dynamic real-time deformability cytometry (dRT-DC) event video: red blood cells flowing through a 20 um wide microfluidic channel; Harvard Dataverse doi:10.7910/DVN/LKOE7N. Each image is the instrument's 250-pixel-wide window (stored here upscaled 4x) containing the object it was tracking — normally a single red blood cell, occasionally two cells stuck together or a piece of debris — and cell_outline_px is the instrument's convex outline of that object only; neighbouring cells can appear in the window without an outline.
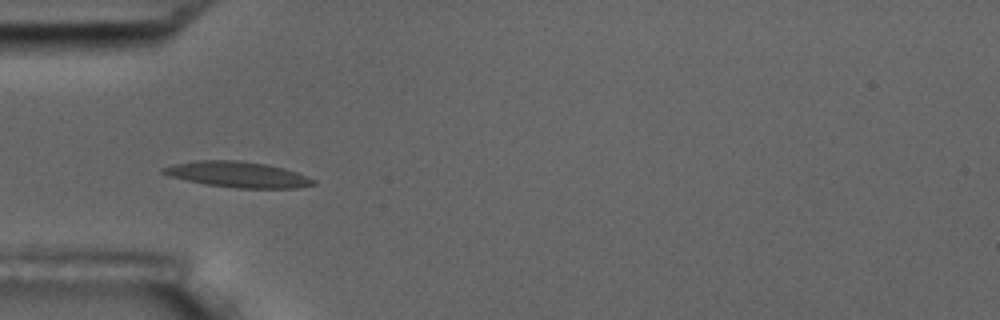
{"species": "common noctule bat (a hibernating species)", "species_latin": "Nyctalus noctula", "temperature_condition": "room temperature", "stored_images_in_passage": 8, "camera_frame_rate_fps": 3000, "um_per_image_px": 0.085, "animal": {"sex": "male", "body_mass_g": 17.5, "forearm_length_mm": 52.3}, "frame": {"image": 1, "passage_image": 4, "time_ms": 4.333, "image_size_px": [1000, 320], "cell_outline_px": [[316, 184], [296, 188], [236, 188], [204, 184], [168, 176], [160, 172], [160, 168], [172, 164], [196, 160], [240, 160], [268, 164], [284, 168], [308, 176], [316, 180]], "centroid_in_image_um": [20.18, 14.82], "position_along_channel_um": 64.8, "area_um2": 22.83}}
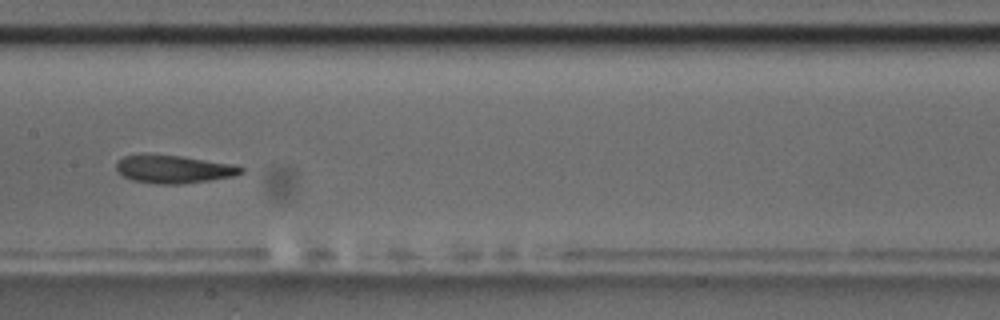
{"frame": {"image": 2, "passage_image": 7, "time_ms": 8.0, "image_size_px": [1000, 320], "cell_outline_px": [[244, 172], [232, 176], [208, 180], [180, 184], [156, 184], [132, 180], [124, 176], [116, 168], [116, 160], [124, 156], [144, 152], [180, 156], [232, 164], [244, 168]], "centroid_in_image_um": [14.69, 14.35], "position_along_channel_um": 192.7, "area_um2": 20.52}}
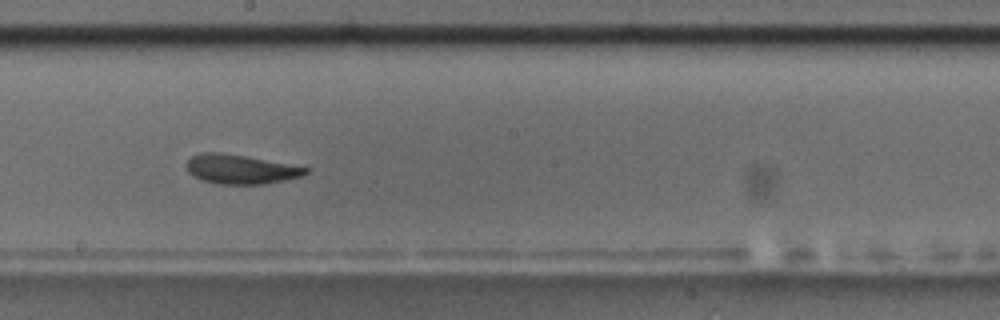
{"frame": {"image": 3, "passage_image": 8, "time_ms": 9.0, "image_size_px": [1000, 320], "cell_outline_px": [[308, 172], [300, 176], [264, 184], [216, 184], [204, 180], [188, 172], [184, 164], [192, 156], [200, 152], [220, 152], [244, 156], [308, 168]], "centroid_in_image_um": [20.37, 14.38], "position_along_channel_um": 227.8, "area_um2": 19.94}}